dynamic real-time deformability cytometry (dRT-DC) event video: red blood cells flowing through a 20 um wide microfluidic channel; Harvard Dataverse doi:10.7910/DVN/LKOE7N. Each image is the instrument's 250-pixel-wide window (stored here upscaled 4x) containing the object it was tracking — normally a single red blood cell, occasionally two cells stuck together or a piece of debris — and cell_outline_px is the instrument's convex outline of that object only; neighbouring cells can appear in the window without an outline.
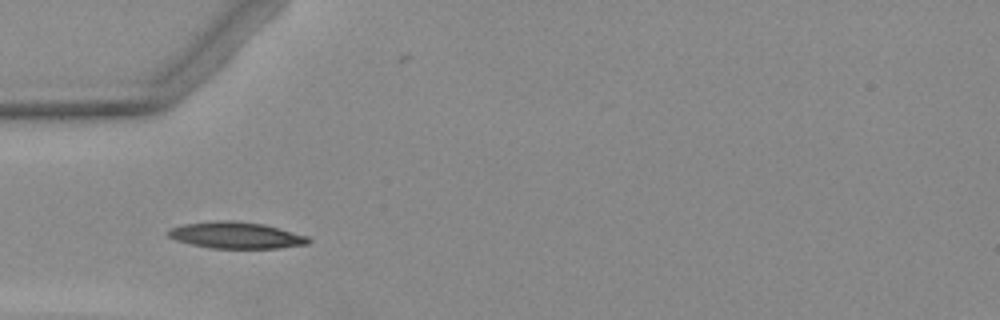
{"species": "Egyptian fruit bat (a non-hibernating species)", "species_latin": "Rousettus aegyptiacus", "temperature_condition": "warm", "stored_images_in_passage": 3, "camera_frame_rate_fps": 3000, "um_per_image_px": 0.085, "animal": {"sex": "female"}, "frame": {"image": 1, "passage_image": 1, "time_ms": 0.0, "image_size_px": [1000, 320], "cell_outline_px": [[312, 240], [308, 244], [276, 248], [208, 248], [176, 240], [168, 236], [168, 232], [172, 228], [184, 224], [220, 220], [232, 220], [264, 224], [280, 228], [308, 236]], "centroid_in_image_um": [20.11, 19.99], "position_along_channel_um": 64.9, "area_um2": 21.56}}